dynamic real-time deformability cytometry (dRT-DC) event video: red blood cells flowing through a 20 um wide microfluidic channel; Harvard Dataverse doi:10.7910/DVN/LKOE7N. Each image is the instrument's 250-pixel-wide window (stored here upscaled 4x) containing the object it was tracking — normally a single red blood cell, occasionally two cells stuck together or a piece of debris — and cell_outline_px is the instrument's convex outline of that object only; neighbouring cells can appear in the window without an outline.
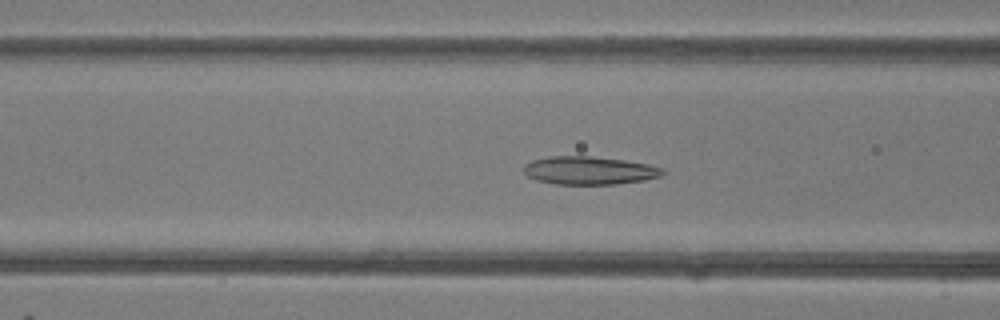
{"species": "common noctule bat (a hibernating species)", "species_latin": "Nyctalus noctula", "temperature_condition": "room temperature", "stored_images_in_passage": 48, "camera_frame_rate_fps": 3000, "um_per_image_px": 0.085, "animal": {"sex": "female"}, "frame": {"image": 1, "passage_image": 19, "time_ms": 6.0, "image_size_px": [1000, 320], "cell_outline_px": [[664, 172], [660, 176], [644, 180], [616, 184], [556, 184], [536, 180], [528, 176], [524, 172], [524, 164], [532, 160], [548, 156], [588, 156], [624, 160], [648, 164], [664, 168]], "centroid_in_image_um": [50.07, 14.49], "position_along_channel_um": 116.5, "area_um2": 22.72}}
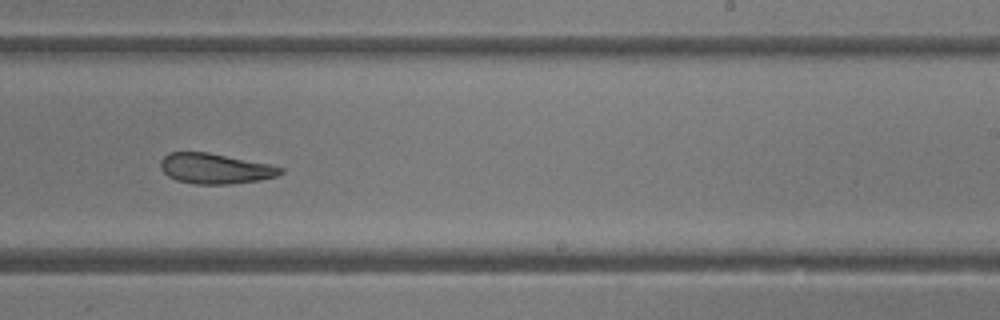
{"frame": {"image": 2, "passage_image": 30, "time_ms": 9.667, "image_size_px": [1000, 320], "cell_outline_px": [[284, 172], [276, 176], [260, 180], [228, 184], [196, 184], [176, 180], [168, 176], [160, 168], [160, 160], [168, 152], [208, 152], [268, 164], [284, 168]], "centroid_in_image_um": [18.26, 14.33], "position_along_channel_um": 270.7, "area_um2": 21.15}}
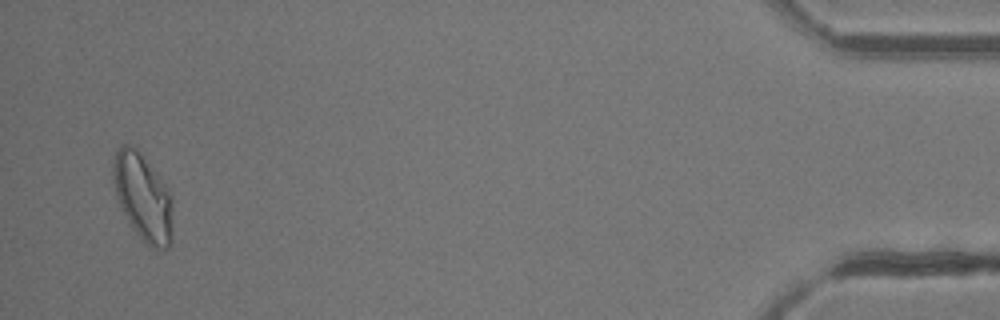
{"frame": {"image": 3, "passage_image": 47, "time_ms": 15.333, "image_size_px": [1000, 320], "cell_outline_px": [[172, 240], [168, 248], [164, 252], [152, 248], [144, 244], [132, 228], [120, 208], [116, 196], [112, 176], [112, 164], [116, 152], [120, 144], [128, 144], [136, 148], [140, 152], [164, 184], [172, 196]], "centroid_in_image_um": [12.14, 16.82], "position_along_channel_um": 423.1, "area_um2": 30.69}, "authors_computed_cell_mechanics": {"area_um2": 24.3049, "velocity_mm_per_s": 4.2159, "shape_relaxation_time_tau1_ms": null, "shape_relaxation_time_tau2_ms": 5.3908, "deformation_change_tau1": null, "deformation_change_tau2": 0.1498}}